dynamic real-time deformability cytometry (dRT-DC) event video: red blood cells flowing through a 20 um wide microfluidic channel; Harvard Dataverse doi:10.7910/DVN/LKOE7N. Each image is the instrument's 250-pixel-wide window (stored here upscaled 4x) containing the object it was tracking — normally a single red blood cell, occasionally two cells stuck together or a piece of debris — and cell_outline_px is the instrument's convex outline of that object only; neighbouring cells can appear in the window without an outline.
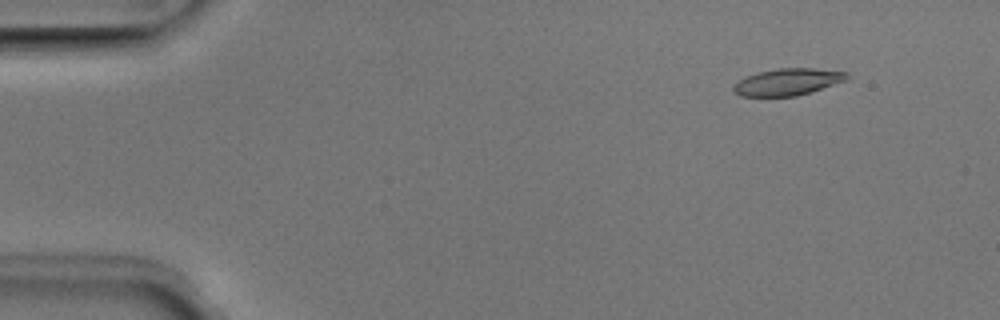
{"species": "Egyptian fruit bat (a non-hibernating species)", "species_latin": "Rousettus aegyptiacus", "temperature_condition": "room temperature", "stored_images_in_passage": 51, "camera_frame_rate_fps": 3000, "um_per_image_px": 0.085, "animal": {"sex": "male"}, "frame": {"image": 1, "passage_image": 6, "time_ms": 1.667, "image_size_px": [1000, 320], "cell_outline_px": [[848, 80], [796, 96], [740, 96], [732, 88], [732, 84], [756, 72], [780, 68], [812, 68], [848, 72]], "centroid_in_image_um": [66.96, 6.95], "position_along_channel_um": 18.0, "area_um2": 17.63}}
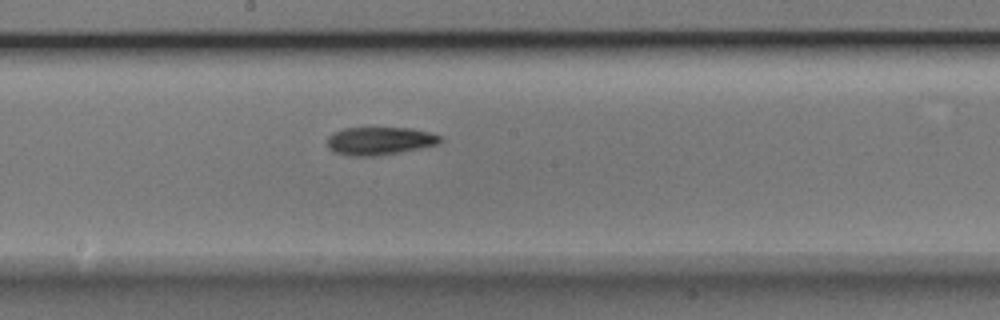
{"frame": {"image": 2, "passage_image": 28, "time_ms": 9.0, "image_size_px": [1000, 320], "cell_outline_px": [[444, 140], [436, 144], [420, 148], [376, 156], [348, 156], [332, 152], [328, 148], [328, 136], [332, 132], [344, 128], [412, 128], [428, 132], [440, 136]], "centroid_in_image_um": [32.22, 11.98], "position_along_channel_um": 216.0, "area_um2": 18.44}}
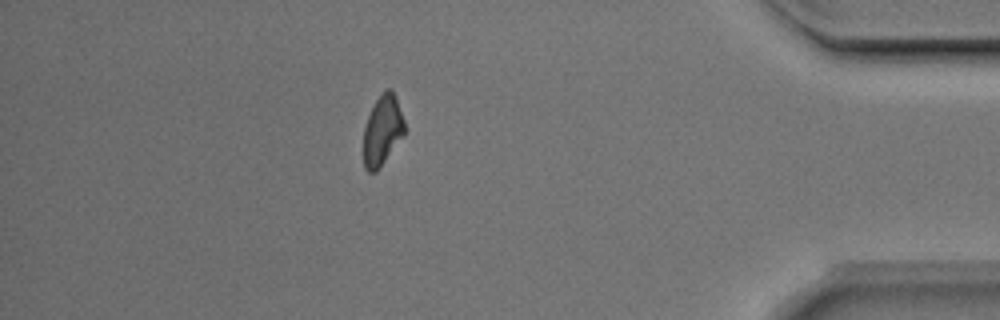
{"frame": {"image": 3, "passage_image": 45, "time_ms": 14.667, "image_size_px": [1000, 320], "cell_outline_px": [[404, 132], [376, 172], [368, 172], [364, 168], [364, 128], [368, 116], [376, 100], [388, 88], [392, 88], [404, 120]], "centroid_in_image_um": [32.48, 11.08], "position_along_channel_um": 402.7, "area_um2": 16.13}, "authors_computed_cell_mechanics": {"area_um2": 17.9758, "velocity_mm_per_s": 4.0266, "shape_relaxation_time_tau1_ms": 5.3935, "shape_relaxation_time_tau2_ms": null, "deformation_change_tau1": 0.1551, "deformation_change_tau2": null}}